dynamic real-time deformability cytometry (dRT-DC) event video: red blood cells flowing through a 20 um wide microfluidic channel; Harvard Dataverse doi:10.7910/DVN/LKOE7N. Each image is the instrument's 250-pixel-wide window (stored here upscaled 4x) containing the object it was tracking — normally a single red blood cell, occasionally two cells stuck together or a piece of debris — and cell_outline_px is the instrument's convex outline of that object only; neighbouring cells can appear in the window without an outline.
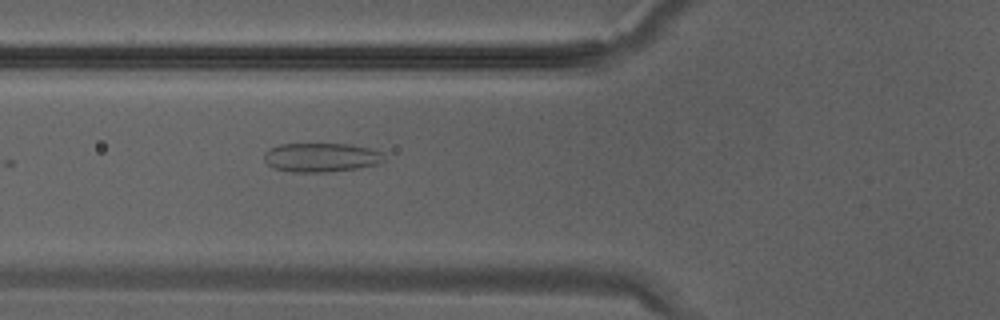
{"species": "Egyptian fruit bat (a non-hibernating species)", "species_latin": "Rousettus aegyptiacus", "temperature_condition": "warm", "stored_images_in_passage": 5, "camera_frame_rate_fps": 3000, "um_per_image_px": 0.085, "animal": {"sex": "male"}, "frame": {"image": 1, "passage_image": 2, "time_ms": 0.333, "image_size_px": [1000, 320], "cell_outline_px": [[384, 160], [380, 164], [356, 168], [328, 172], [292, 172], [272, 168], [264, 160], [264, 152], [268, 148], [280, 144], [348, 144], [368, 148], [384, 152]], "centroid_in_image_um": [27.28, 13.38], "position_along_channel_um": 98.5, "area_um2": 20.46}}
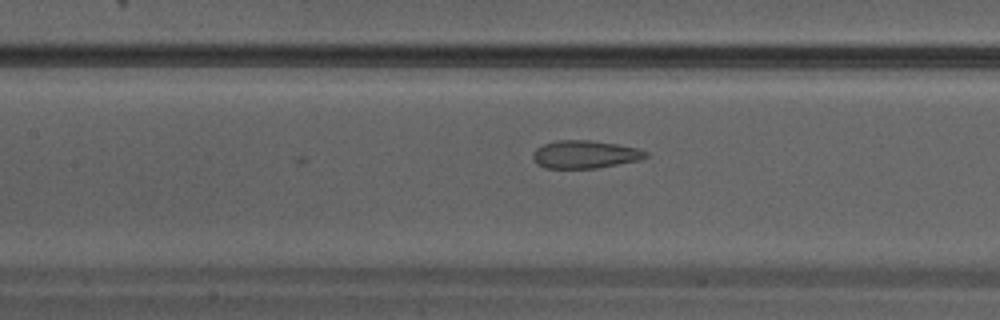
{"frame": {"image": 2, "passage_image": 5, "time_ms": 1.333, "image_size_px": [1000, 320], "cell_outline_px": [[648, 156], [640, 160], [596, 168], [544, 168], [536, 164], [532, 156], [532, 152], [536, 148], [544, 144], [556, 140], [588, 140], [616, 144], [636, 148], [648, 152]], "centroid_in_image_um": [49.68, 13.13], "position_along_channel_um": 157.7, "area_um2": 18.32}}